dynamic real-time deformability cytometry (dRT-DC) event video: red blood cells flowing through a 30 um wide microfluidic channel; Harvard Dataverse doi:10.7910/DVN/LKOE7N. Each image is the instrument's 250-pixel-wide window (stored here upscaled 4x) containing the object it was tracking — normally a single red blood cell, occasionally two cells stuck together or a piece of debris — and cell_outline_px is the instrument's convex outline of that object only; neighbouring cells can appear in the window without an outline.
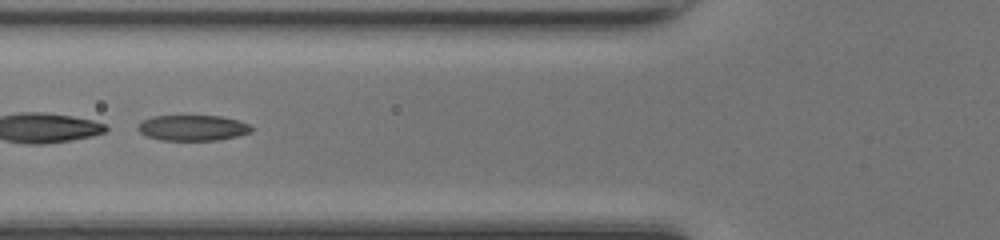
{"species": "common noctule bat (a hibernating species)", "species_latin": "Nyctalus noctula", "temperature_condition": "room temperature", "stored_images_in_passage": 47, "segment_of_instrument_passage": [2, 2], "camera_frame_rate_fps": 3000, "um_per_image_px": 0.085, "animal": {"sex": "female", "body_mass_g": 17.0, "forearm_length_mm": 48.0}, "frame": {"image": 1, "passage_image": 18, "time_ms": 5.667, "image_size_px": [1000, 240], "cell_outline_px": [[252, 132], [236, 136], [216, 140], [160, 140], [148, 136], [140, 132], [136, 128], [144, 120], [152, 116], [220, 116], [236, 120], [248, 124], [252, 128]], "centroid_in_image_um": [16.37, 10.87], "position_along_channel_um": 109.4, "area_um2": 16.7}}
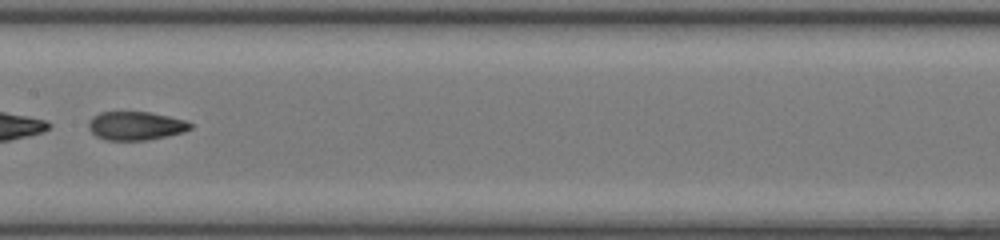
{"frame": {"image": 2, "passage_image": 24, "time_ms": 7.667, "image_size_px": [1000, 240], "cell_outline_px": [[192, 128], [184, 132], [168, 136], [148, 140], [104, 140], [96, 136], [88, 128], [88, 120], [92, 116], [100, 112], [148, 112], [168, 116], [184, 120], [192, 124]], "centroid_in_image_um": [11.51, 10.7], "position_along_channel_um": 195.9, "area_um2": 17.05}}